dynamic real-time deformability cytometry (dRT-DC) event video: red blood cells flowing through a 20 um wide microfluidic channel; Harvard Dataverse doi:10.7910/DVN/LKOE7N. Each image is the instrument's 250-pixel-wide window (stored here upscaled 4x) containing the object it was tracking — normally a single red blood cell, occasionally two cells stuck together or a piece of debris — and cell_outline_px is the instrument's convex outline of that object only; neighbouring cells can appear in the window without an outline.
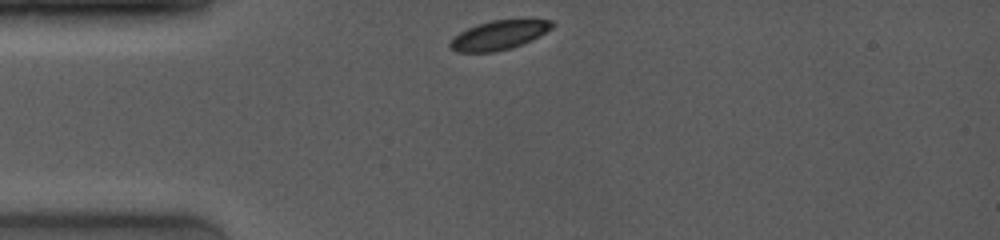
{"species": "common noctule bat (a hibernating species)", "species_latin": "Nyctalus noctula", "temperature_condition": "room temperature", "stored_images_in_passage": 10, "camera_frame_rate_fps": 4000, "um_per_image_px": 0.085, "animal": {"sex": "female", "body_mass_g": 19.0, "forearm_length_mm": 53.3}, "frame": {"image": 1, "passage_image": 1, "time_ms": 0.0, "image_size_px": [1000, 240], "cell_outline_px": [[556, 24], [552, 28], [540, 36], [524, 44], [512, 48], [492, 52], [456, 52], [448, 48], [448, 44], [460, 32], [468, 28], [492, 20], [552, 20]], "centroid_in_image_um": [42.43, 3.0], "position_along_channel_um": 42.6, "area_um2": 17.28}}
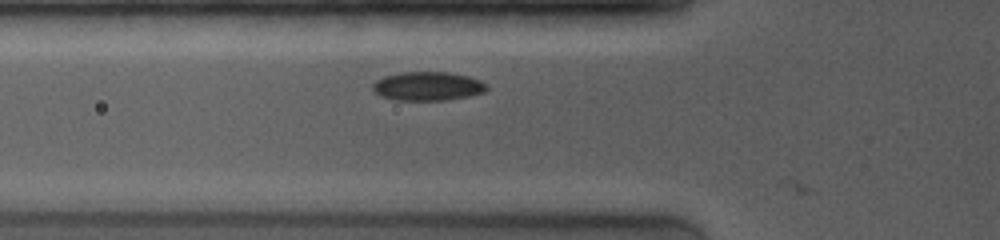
{"frame": {"image": 2, "passage_image": 8, "time_ms": 1.75, "image_size_px": [1000, 240], "cell_outline_px": [[488, 88], [484, 92], [468, 96], [448, 100], [392, 100], [380, 96], [372, 92], [372, 84], [376, 80], [384, 76], [404, 72], [448, 72], [468, 76], [480, 80]], "centroid_in_image_um": [36.3, 7.33], "position_along_channel_um": 89.5, "area_um2": 19.25}}